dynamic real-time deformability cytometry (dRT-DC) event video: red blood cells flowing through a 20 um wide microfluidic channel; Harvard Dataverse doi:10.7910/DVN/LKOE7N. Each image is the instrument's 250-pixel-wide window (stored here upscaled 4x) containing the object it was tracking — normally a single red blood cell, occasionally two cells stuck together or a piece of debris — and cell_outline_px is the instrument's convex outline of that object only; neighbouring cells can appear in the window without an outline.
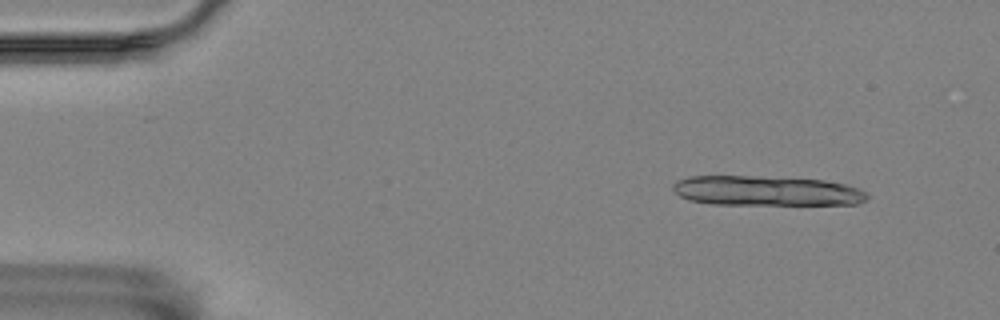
{"species": "Egyptian fruit bat (a non-hibernating species)", "species_latin": "Rousettus aegyptiacus", "temperature_condition": "room temperature", "stored_images_in_passage": 13, "camera_frame_rate_fps": 3000, "um_per_image_px": 0.085, "animal": {"sex": "female"}, "frame": {"image": 1, "passage_image": 4, "time_ms": 1.0, "image_size_px": [1000, 320], "cell_outline_px": [[868, 196], [864, 200], [856, 204], [712, 204], [688, 200], [680, 196], [672, 188], [672, 184], [676, 180], [688, 176], [760, 176], [824, 180], [844, 184], [868, 192]], "centroid_in_image_um": [65.09, 16.21], "position_along_channel_um": 19.9, "area_um2": 33.76}}